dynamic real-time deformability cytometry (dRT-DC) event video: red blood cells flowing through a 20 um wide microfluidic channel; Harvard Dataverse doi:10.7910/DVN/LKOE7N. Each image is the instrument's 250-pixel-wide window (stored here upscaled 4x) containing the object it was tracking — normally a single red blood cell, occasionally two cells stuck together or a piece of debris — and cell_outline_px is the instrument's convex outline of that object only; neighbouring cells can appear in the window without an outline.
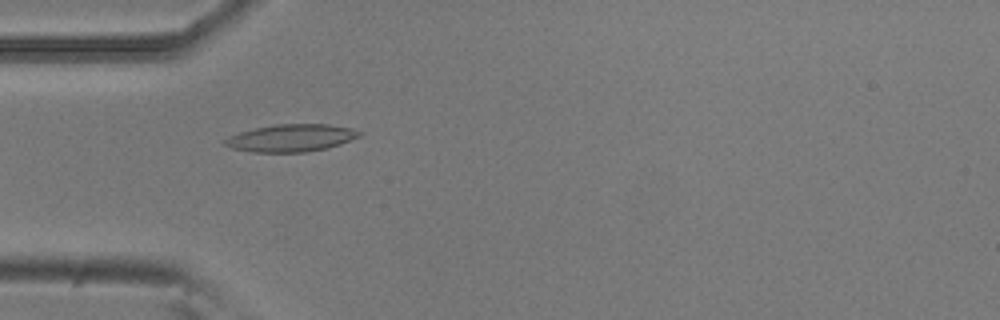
{"species": "common noctule bat (a hibernating species)", "species_latin": "Nyctalus noctula", "temperature_condition": "room temperature", "stored_images_in_passage": 6, "camera_frame_rate_fps": 3000, "um_per_image_px": 0.085, "animal": {"sex": "male", "body_mass_g": 20.5, "forearm_length_mm": 52.5}, "frame": {"image": 1, "passage_image": 5, "time_ms": 1.333, "image_size_px": [1000, 320], "cell_outline_px": [[364, 132], [360, 136], [340, 144], [328, 148], [304, 152], [252, 152], [232, 148], [224, 144], [220, 140], [228, 136], [240, 132], [272, 124], [328, 124], [352, 128]], "centroid_in_image_um": [24.74, 11.72], "position_along_channel_um": 60.3, "area_um2": 21.62}}
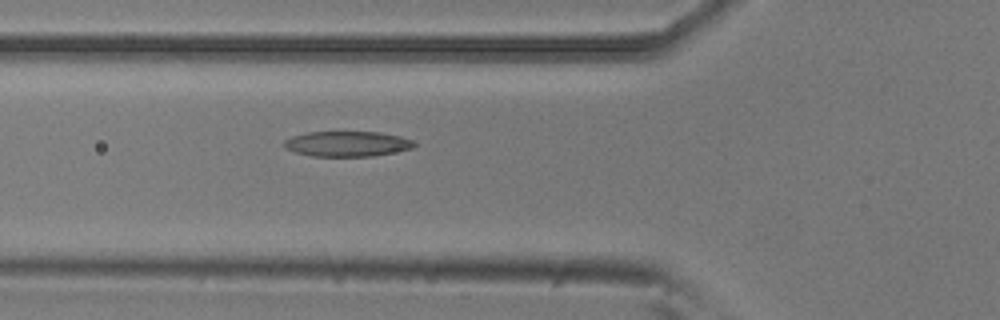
{"frame": {"image": 2, "passage_image": 6, "time_ms": 1.667, "image_size_px": [1000, 320], "cell_outline_px": [[416, 144], [412, 148], [372, 156], [312, 156], [296, 152], [284, 148], [284, 140], [292, 136], [308, 132], [380, 132], [400, 136], [412, 140]], "centroid_in_image_um": [29.49, 12.22], "position_along_channel_um": 96.3, "area_um2": 19.02}}